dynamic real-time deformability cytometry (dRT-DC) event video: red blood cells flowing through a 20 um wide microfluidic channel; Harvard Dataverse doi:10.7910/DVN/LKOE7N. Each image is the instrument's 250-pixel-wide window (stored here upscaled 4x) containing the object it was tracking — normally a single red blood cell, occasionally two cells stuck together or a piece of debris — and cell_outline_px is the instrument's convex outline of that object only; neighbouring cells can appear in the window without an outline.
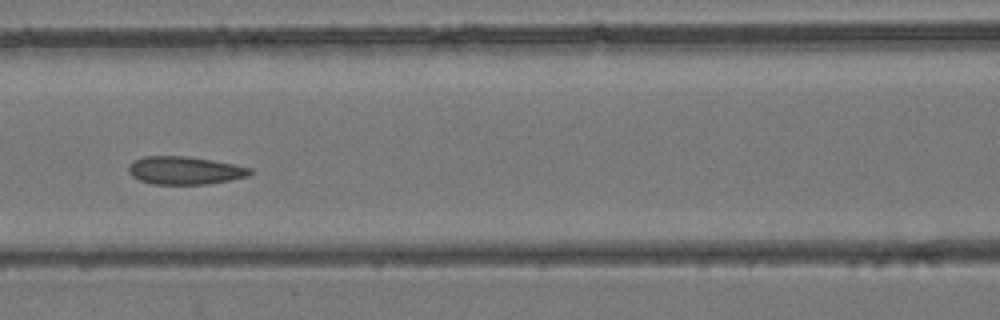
{"species": "common noctule bat (a hibernating species)", "species_latin": "Nyctalus noctula", "temperature_condition": "room temperature", "stored_images_in_passage": 6, "camera_frame_rate_fps": 3000, "um_per_image_px": 0.085, "animal": {"sex": "female", "body_mass_g": 24.6, "forearm_length_mm": 56.2}, "frame": {"image": 1, "passage_image": 6, "time_ms": 5.667, "image_size_px": [1000, 320], "cell_outline_px": [[252, 172], [248, 176], [208, 184], [152, 184], [140, 180], [132, 176], [128, 172], [128, 164], [132, 160], [144, 156], [188, 156], [236, 164], [252, 168]], "centroid_in_image_um": [15.68, 14.48], "position_along_channel_um": 150.9, "area_um2": 19.94}}